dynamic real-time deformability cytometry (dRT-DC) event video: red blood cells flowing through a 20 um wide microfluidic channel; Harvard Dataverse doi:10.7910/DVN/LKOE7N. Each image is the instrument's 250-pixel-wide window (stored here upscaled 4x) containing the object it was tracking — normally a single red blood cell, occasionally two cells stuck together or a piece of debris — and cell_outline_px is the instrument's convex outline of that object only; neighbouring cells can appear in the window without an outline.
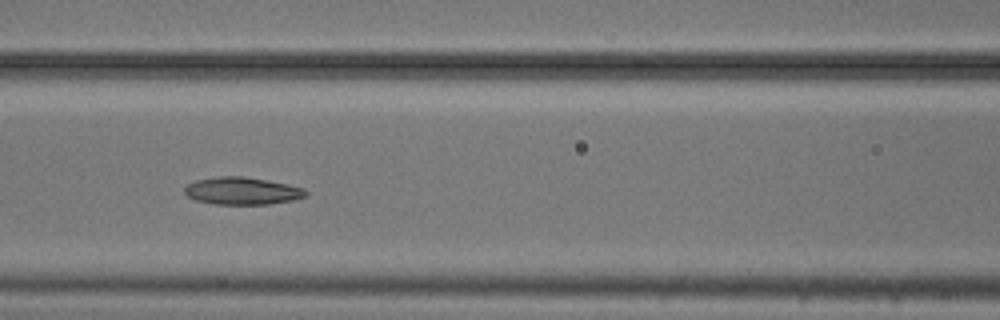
{"species": "common noctule bat (a hibernating species)", "species_latin": "Nyctalus noctula", "temperature_condition": "cold", "stored_images_in_passage": 10, "camera_frame_rate_fps": 3000, "um_per_image_px": 0.085, "animal": {"sex": "male", "body_mass_g": 20.5, "forearm_length_mm": 52.5}, "frame": {"image": 1, "passage_image": 6, "time_ms": 1.667, "image_size_px": [1000, 320], "cell_outline_px": [[308, 196], [292, 200], [268, 204], [212, 204], [196, 200], [188, 196], [184, 192], [184, 188], [188, 184], [196, 180], [216, 176], [244, 176], [268, 180], [288, 184], [304, 188], [308, 192]], "centroid_in_image_um": [20.6, 16.22], "position_along_channel_um": 146.0, "area_um2": 19.48}}
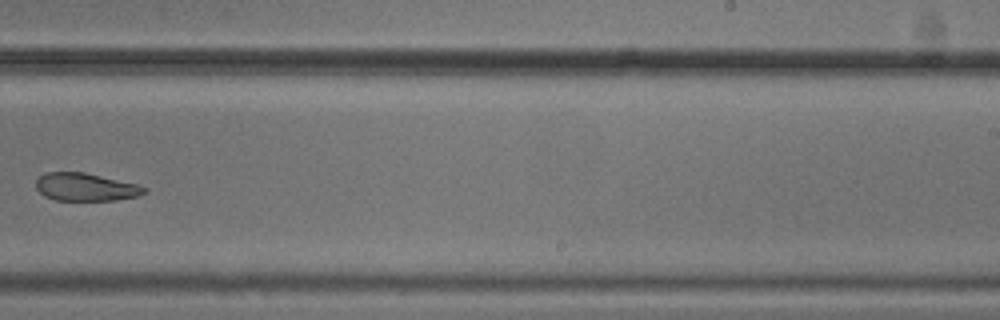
{"frame": {"image": 2, "passage_image": 9, "time_ms": 2.667, "image_size_px": [1000, 320], "cell_outline_px": [[148, 192], [136, 196], [116, 200], [56, 200], [44, 196], [36, 188], [36, 180], [44, 172], [84, 172], [136, 184], [148, 188]], "centroid_in_image_um": [7.27, 15.9], "position_along_channel_um": 281.7, "area_um2": 17.51}}
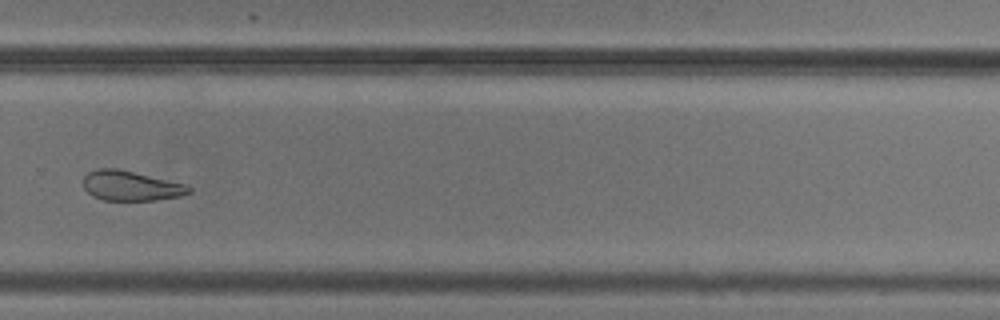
{"frame": {"image": 3, "passage_image": 10, "time_ms": 3.0, "image_size_px": [1000, 320], "cell_outline_px": [[192, 192], [180, 196], [156, 200], [104, 200], [92, 196], [84, 188], [84, 176], [88, 172], [96, 168], [116, 168], [184, 184], [192, 188]], "centroid_in_image_um": [11.1, 15.8], "position_along_channel_um": 318.7, "area_um2": 18.21}}